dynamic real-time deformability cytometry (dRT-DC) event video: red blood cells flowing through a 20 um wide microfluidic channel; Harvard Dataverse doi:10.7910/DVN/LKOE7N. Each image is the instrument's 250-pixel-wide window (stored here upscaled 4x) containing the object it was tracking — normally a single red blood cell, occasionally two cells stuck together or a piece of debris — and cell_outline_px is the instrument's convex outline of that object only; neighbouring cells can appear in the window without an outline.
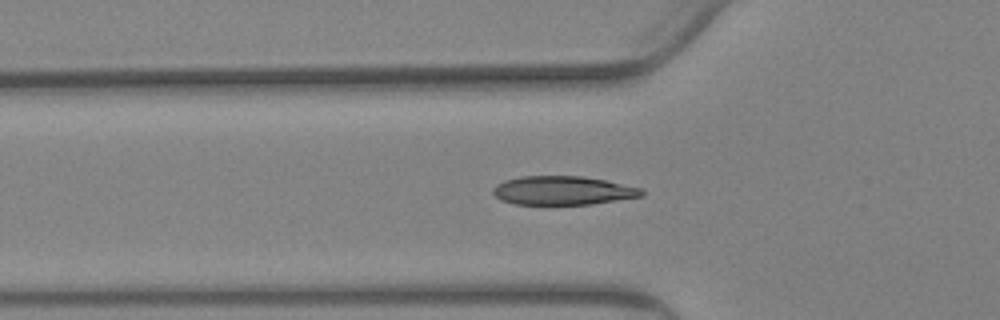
{"species": "Egyptian fruit bat (a non-hibernating species)", "species_latin": "Rousettus aegyptiacus", "temperature_condition": "warm", "stored_images_in_passage": 62, "camera_frame_rate_fps": 3000, "um_per_image_px": 0.085, "animal": {"sex": "female"}, "frame": {"image": 1, "passage_image": 22, "time_ms": 7.0, "image_size_px": [1000, 320], "cell_outline_px": [[644, 196], [592, 204], [516, 204], [500, 200], [492, 192], [492, 188], [496, 184], [504, 180], [520, 176], [580, 176], [604, 180], [640, 188], [644, 192]], "centroid_in_image_um": [47.8, 16.19], "position_along_channel_um": 78.0, "area_um2": 24.85}}
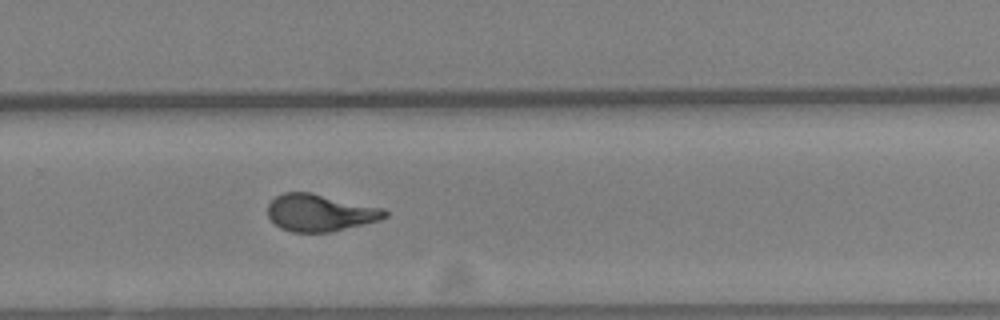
{"frame": {"image": 2, "passage_image": 42, "time_ms": 13.667, "image_size_px": [1000, 320], "cell_outline_px": [[388, 216], [380, 220], [332, 232], [292, 232], [280, 228], [268, 216], [268, 204], [276, 196], [284, 192], [308, 192], [384, 208], [388, 212]], "centroid_in_image_um": [27.21, 18.09], "position_along_channel_um": 302.6, "area_um2": 25.26}}
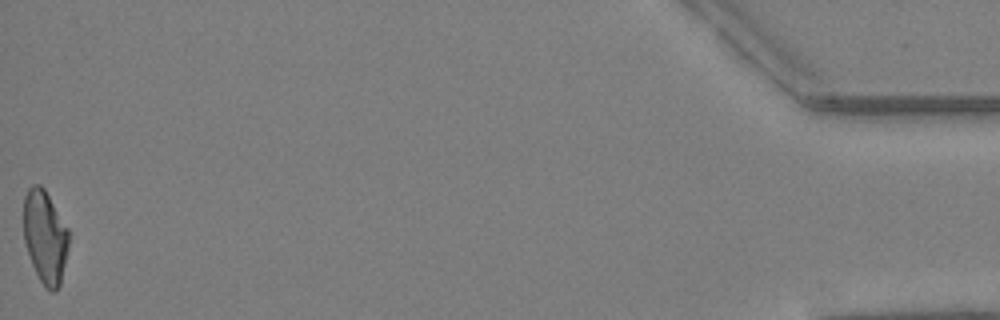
{"frame": {"image": 3, "passage_image": 62, "time_ms": 20.333, "image_size_px": [1000, 320], "cell_outline_px": [[68, 248], [60, 284], [56, 292], [52, 292], [40, 280], [32, 264], [24, 240], [24, 196], [28, 188], [32, 184], [40, 184], [44, 188], [68, 228]], "centroid_in_image_um": [3.83, 20.1], "position_along_channel_um": 431.4, "area_um2": 24.22}, "authors_computed_cell_mechanics": {"area_um2": 24.9407, "velocity_mm_per_s": 3.3762, "shape_relaxation_time_tau1_ms": 6.6964, "shape_relaxation_time_tau2_ms": 0.936, "deformation_change_tau1": 0.2053, "deformation_change_tau2": 0.0675}}